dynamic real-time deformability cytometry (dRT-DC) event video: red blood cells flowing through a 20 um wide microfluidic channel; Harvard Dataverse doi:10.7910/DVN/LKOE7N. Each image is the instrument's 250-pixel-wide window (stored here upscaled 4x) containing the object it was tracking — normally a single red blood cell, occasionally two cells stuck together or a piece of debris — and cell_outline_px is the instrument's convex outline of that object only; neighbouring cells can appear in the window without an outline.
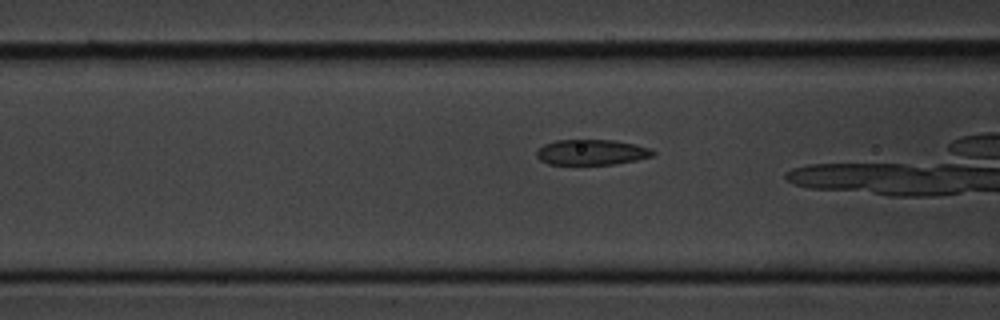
{"species": "common noctule bat (a hibernating species)", "species_latin": "Nyctalus noctula", "temperature_condition": "cold", "stored_images_in_passage": 37, "camera_frame_rate_fps": 3000, "um_per_image_px": 0.085, "animal": {"sex": "male", "body_mass_g": 20.1, "forearm_length_mm": 53.5}, "frame": {"image": 1, "passage_image": 16, "time_ms": 5.0, "image_size_px": [1000, 320], "cell_outline_px": [[656, 152], [652, 156], [636, 160], [612, 164], [548, 164], [540, 160], [536, 156], [536, 152], [544, 144], [556, 140], [612, 140], [652, 148]], "centroid_in_image_um": [50.28, 12.94], "position_along_channel_um": 116.3, "area_um2": 17.11}}